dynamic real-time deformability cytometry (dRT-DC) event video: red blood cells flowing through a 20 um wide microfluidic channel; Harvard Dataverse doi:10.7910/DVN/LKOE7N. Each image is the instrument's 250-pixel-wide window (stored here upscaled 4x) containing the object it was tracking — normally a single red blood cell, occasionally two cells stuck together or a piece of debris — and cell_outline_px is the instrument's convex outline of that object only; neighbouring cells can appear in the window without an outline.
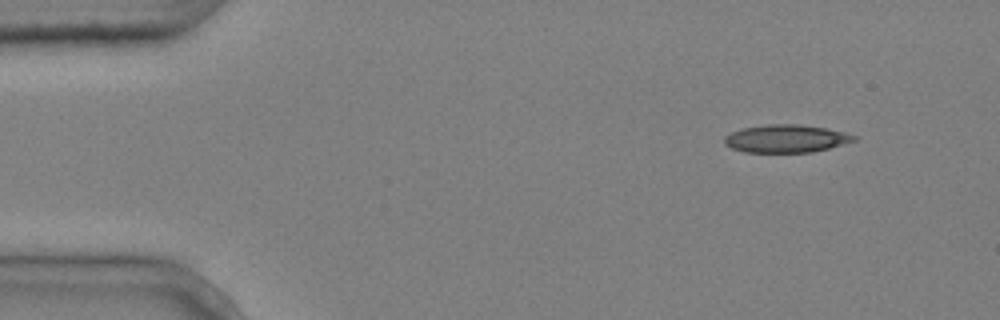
{"species": "common noctule bat (a hibernating species)", "species_latin": "Nyctalus noctula", "temperature_condition": "cold", "stored_images_in_passage": 9, "camera_frame_rate_fps": 3000, "um_per_image_px": 0.085, "animal": {"sex": "male", "body_mass_g": 20.4}, "frame": {"image": 1, "passage_image": 1, "time_ms": 0.0, "image_size_px": [1000, 320], "cell_outline_px": [[860, 136], [856, 140], [844, 144], [812, 152], [744, 152], [732, 148], [724, 144], [724, 136], [732, 132], [744, 128], [768, 124], [796, 124], [824, 128], [844, 132]], "centroid_in_image_um": [66.83, 11.78], "position_along_channel_um": 18.2, "area_um2": 20.92}}
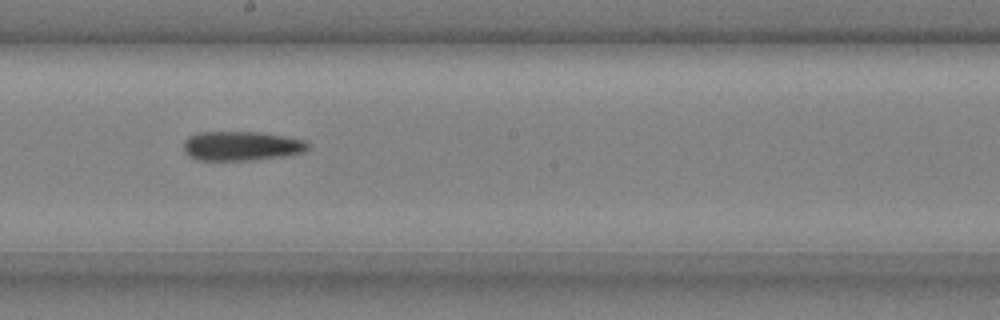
{"frame": {"image": 2, "passage_image": 8, "time_ms": 2.333, "image_size_px": [1000, 320], "cell_outline_px": [[312, 144], [308, 152], [288, 156], [252, 160], [196, 160], [188, 156], [184, 152], [184, 140], [188, 136], [196, 132], [256, 132], [284, 136], [308, 140]], "centroid_in_image_um": [20.59, 12.41], "position_along_channel_um": 227.6, "area_um2": 21.85}}
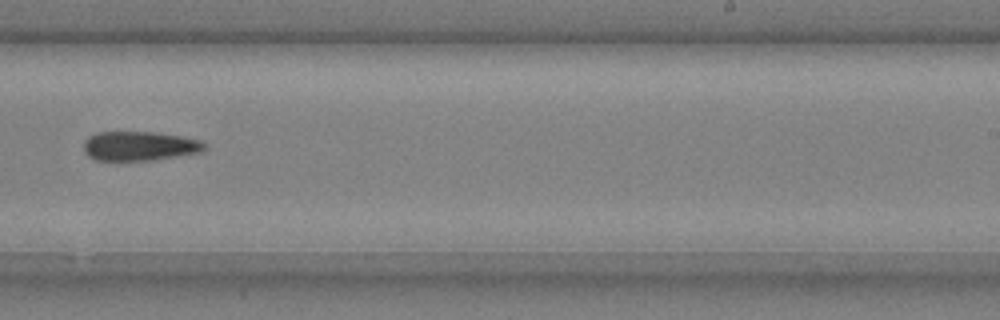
{"frame": {"image": 3, "passage_image": 9, "time_ms": 2.667, "image_size_px": [1000, 320], "cell_outline_px": [[208, 148], [204, 152], [152, 160], [96, 160], [88, 156], [84, 152], [84, 140], [88, 136], [96, 132], [156, 132], [180, 136], [200, 140], [208, 144]], "centroid_in_image_um": [11.9, 12.41], "position_along_channel_um": 277.1, "area_um2": 20.92}}